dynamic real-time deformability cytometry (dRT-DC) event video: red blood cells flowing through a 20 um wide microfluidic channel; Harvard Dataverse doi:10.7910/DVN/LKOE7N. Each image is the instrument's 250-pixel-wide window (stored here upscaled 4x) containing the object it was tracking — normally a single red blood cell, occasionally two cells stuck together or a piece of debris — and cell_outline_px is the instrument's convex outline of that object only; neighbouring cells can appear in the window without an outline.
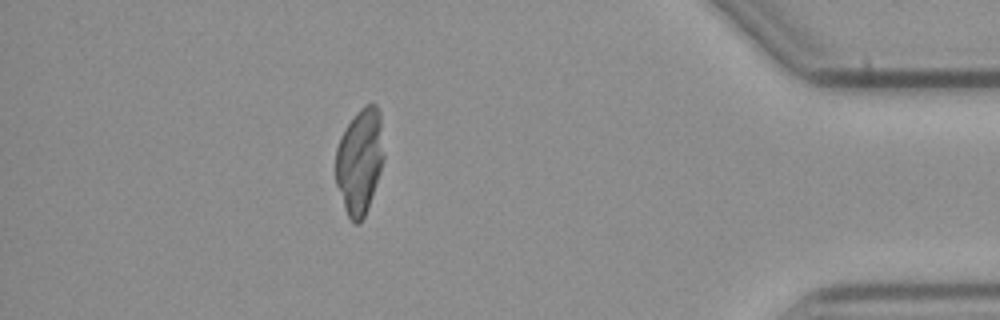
{"species": "common noctule bat (a hibernating species)", "species_latin": "Nyctalus noctula", "temperature_condition": "cold", "stored_images_in_passage": 54, "camera_frame_rate_fps": 3000, "um_per_image_px": 0.085, "animal": {"sex": "male", "body_mass_g": 23.1, "forearm_length_mm": 52.7}, "frame": {"image": 1, "passage_image": 48, "time_ms": 15.667, "image_size_px": [1000, 320], "cell_outline_px": [[384, 160], [380, 172], [364, 216], [356, 224], [348, 216], [344, 208], [336, 184], [336, 148], [340, 136], [356, 112], [364, 104], [376, 104], [380, 112], [384, 156]], "centroid_in_image_um": [30.57, 13.64], "position_along_channel_um": 404.6, "area_um2": 29.42}}